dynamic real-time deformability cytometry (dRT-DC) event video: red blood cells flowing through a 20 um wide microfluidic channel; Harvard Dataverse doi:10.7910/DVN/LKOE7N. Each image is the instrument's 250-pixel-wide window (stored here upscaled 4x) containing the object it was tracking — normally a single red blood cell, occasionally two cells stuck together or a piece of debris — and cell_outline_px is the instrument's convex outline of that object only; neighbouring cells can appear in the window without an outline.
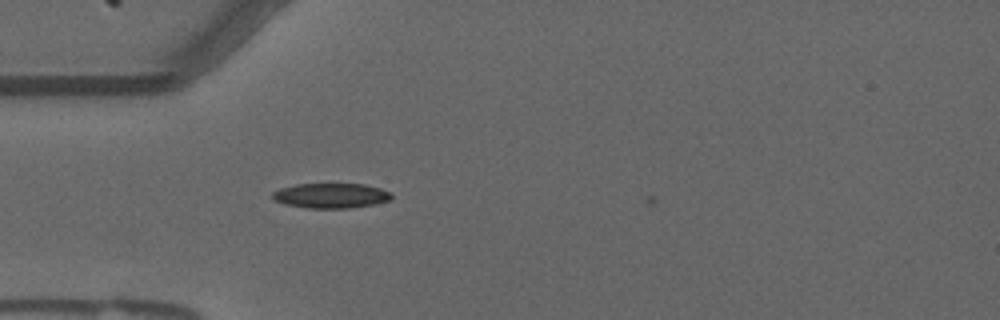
{"species": "common noctule bat (a hibernating species)", "species_latin": "Nyctalus noctula", "temperature_condition": "warm", "stored_images_in_passage": 7, "camera_frame_rate_fps": 3000, "um_per_image_px": 0.085, "animal": {"sex": "male", "forearm_length_mm": 52.5}, "frame": {"image": 1, "passage_image": 6, "time_ms": 1.667, "image_size_px": [1000, 320], "cell_outline_px": [[392, 200], [372, 204], [348, 208], [308, 208], [284, 204], [272, 200], [272, 192], [280, 188], [296, 184], [364, 184], [380, 188], [388, 192], [392, 196]], "centroid_in_image_um": [28.08, 16.63], "position_along_channel_um": 56.9, "area_um2": 17.28}}